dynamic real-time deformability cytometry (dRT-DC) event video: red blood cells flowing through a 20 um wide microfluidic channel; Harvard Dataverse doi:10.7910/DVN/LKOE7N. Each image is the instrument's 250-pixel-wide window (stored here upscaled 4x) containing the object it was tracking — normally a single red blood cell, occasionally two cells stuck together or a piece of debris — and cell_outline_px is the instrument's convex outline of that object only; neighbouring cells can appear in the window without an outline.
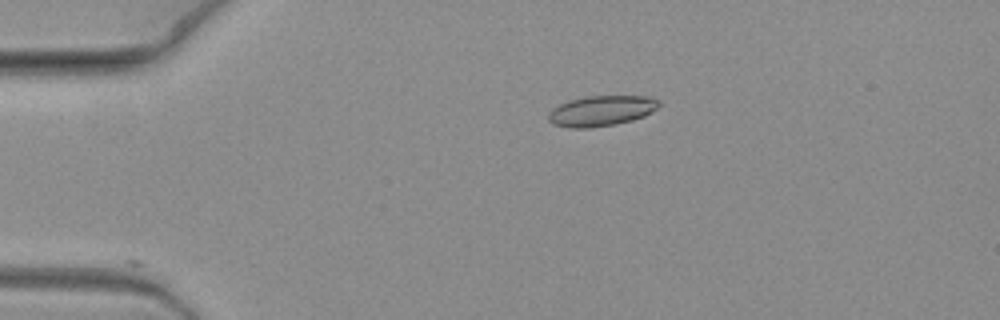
{"species": "common noctule bat (a hibernating species)", "species_latin": "Nyctalus noctula", "temperature_condition": "warm", "stored_images_in_passage": 6, "camera_frame_rate_fps": 3000, "um_per_image_px": 0.085, "animal": {"sex": "female", "body_mass_g": 19.3, "forearm_length_mm": 54.1}, "frame": {"image": 1, "passage_image": 1, "time_ms": 0.0, "image_size_px": [1000, 320], "cell_outline_px": [[660, 104], [656, 108], [644, 116], [632, 120], [616, 124], [592, 128], [568, 128], [552, 124], [548, 120], [548, 112], [552, 108], [560, 104], [584, 96], [652, 96], [660, 100]], "centroid_in_image_um": [51.1, 9.42], "position_along_channel_um": 33.9, "area_um2": 19.77}}
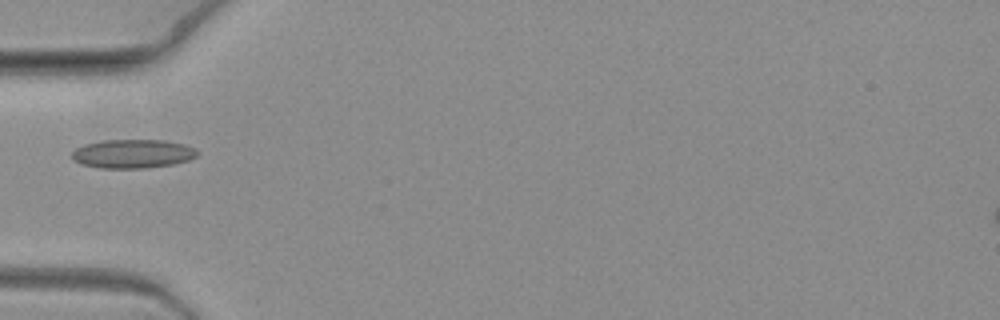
{"frame": {"image": 2, "passage_image": 4, "time_ms": 1.0, "image_size_px": [1000, 320], "cell_outline_px": [[200, 152], [196, 156], [188, 160], [172, 164], [144, 168], [100, 168], [80, 164], [72, 160], [72, 152], [76, 148], [84, 144], [104, 140], [164, 140], [184, 144], [196, 148]], "centroid_in_image_um": [11.27, 13.07], "position_along_channel_um": 73.7, "area_um2": 21.15}}
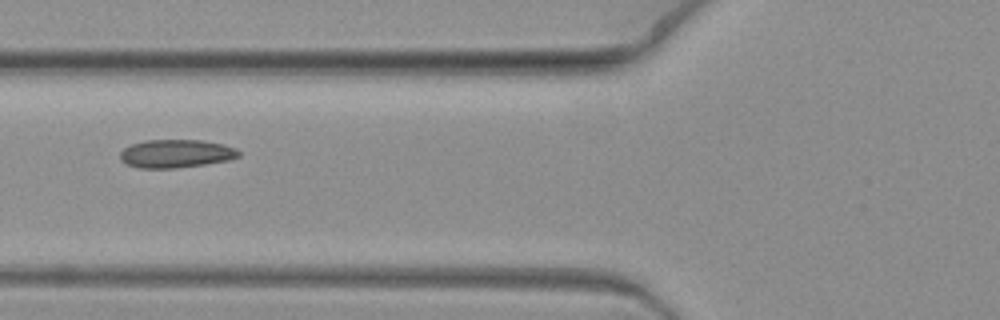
{"frame": {"image": 3, "passage_image": 5, "time_ms": 1.333, "image_size_px": [1000, 320], "cell_outline_px": [[240, 156], [228, 160], [204, 164], [176, 168], [140, 168], [128, 164], [120, 160], [120, 152], [124, 148], [132, 144], [144, 140], [200, 140], [224, 144], [236, 148], [240, 152]], "centroid_in_image_um": [14.96, 13.05], "position_along_channel_um": 110.8, "area_um2": 19.48}}